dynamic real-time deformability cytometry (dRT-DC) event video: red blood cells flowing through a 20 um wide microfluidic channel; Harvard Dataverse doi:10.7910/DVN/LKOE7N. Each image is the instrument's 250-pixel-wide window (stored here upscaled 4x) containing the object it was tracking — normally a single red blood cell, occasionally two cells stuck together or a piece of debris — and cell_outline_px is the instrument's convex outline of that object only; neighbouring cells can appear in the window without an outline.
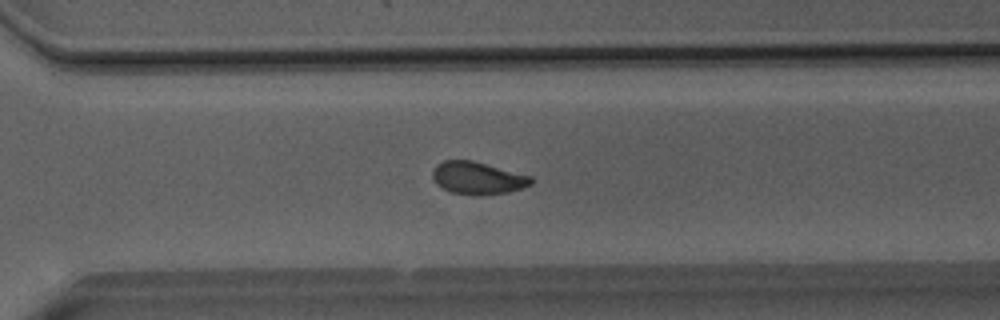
{"species": "Egyptian fruit bat (a non-hibernating species)", "species_latin": "Rousettus aegyptiacus", "temperature_condition": "room temperature", "stored_images_in_passage": 42, "camera_frame_rate_fps": 3000, "um_per_image_px": 0.085, "animal": {"sex": "male"}, "frame": {"image": 1, "passage_image": 30, "time_ms": 9.667, "image_size_px": [1000, 320], "cell_outline_px": [[532, 184], [508, 192], [452, 192], [436, 184], [432, 176], [432, 168], [436, 164], [444, 160], [472, 160], [532, 176]], "centroid_in_image_um": [40.57, 15.07], "position_along_channel_um": 330.0, "area_um2": 17.86}}
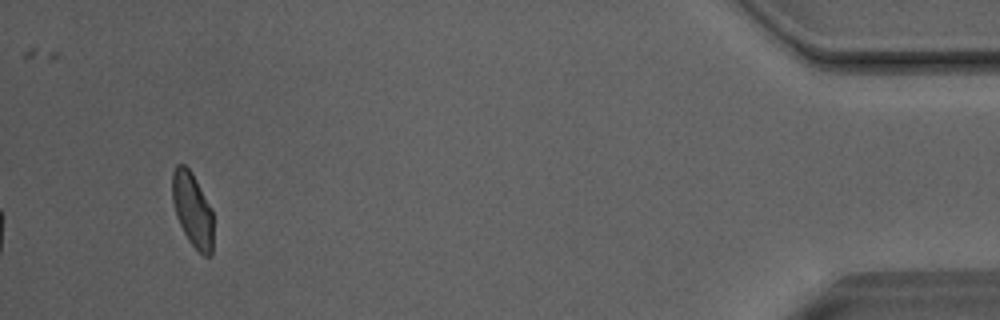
{"frame": {"image": 2, "passage_image": 42, "time_ms": 13.667, "image_size_px": [1000, 320], "cell_outline_px": [[212, 256], [204, 256], [188, 240], [176, 216], [172, 200], [172, 172], [176, 164], [184, 164], [192, 172], [212, 208]], "centroid_in_image_um": [16.35, 17.79], "position_along_channel_um": 418.8, "area_um2": 17.74}, "authors_computed_cell_mechanics": {"area_um2": 18.7561, "velocity_mm_per_s": 4.0457, "shape_relaxation_time_tau1_ms": 4.5777, "shape_relaxation_time_tau2_ms": 1.6863, "deformation_change_tau1": 0.1161, "deformation_change_tau2": 0.0683}}